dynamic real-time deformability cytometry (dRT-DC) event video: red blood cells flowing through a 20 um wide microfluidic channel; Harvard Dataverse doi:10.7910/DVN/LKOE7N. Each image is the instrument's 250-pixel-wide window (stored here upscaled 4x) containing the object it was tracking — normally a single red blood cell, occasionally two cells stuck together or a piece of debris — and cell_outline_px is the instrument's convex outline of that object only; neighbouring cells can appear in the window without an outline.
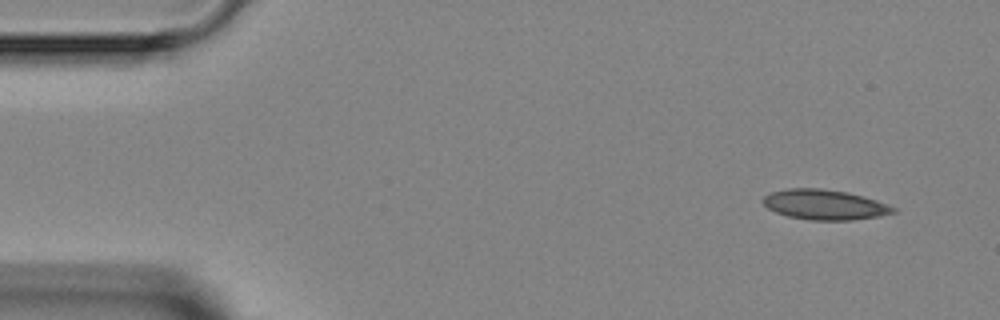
{"species": "Egyptian fruit bat (a non-hibernating species)", "species_latin": "Rousettus aegyptiacus", "temperature_condition": "room temperature", "stored_images_in_passage": 5, "segment_of_instrument_passage": [1, 2], "camera_frame_rate_fps": 3000, "um_per_image_px": 0.085, "animal": {"sex": "female"}, "frame": {"image": 1, "passage_image": 1, "time_ms": 0.0, "image_size_px": [1000, 320], "cell_outline_px": [[896, 212], [880, 216], [852, 220], [812, 220], [788, 216], [776, 212], [768, 208], [760, 200], [764, 196], [772, 192], [788, 188], [820, 188], [848, 192], [864, 196], [876, 200], [896, 208]], "centroid_in_image_um": [70.09, 17.39], "position_along_channel_um": 14.9, "area_um2": 22.83}}
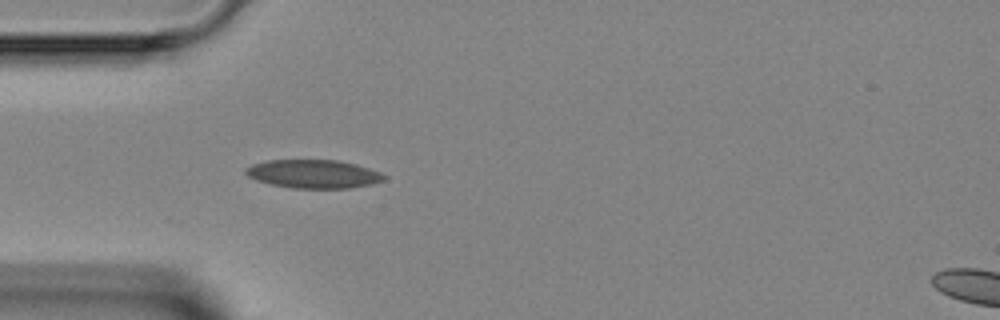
{"frame": {"image": 2, "passage_image": 4, "time_ms": 3.333, "image_size_px": [1000, 320], "cell_outline_px": [[388, 176], [384, 180], [372, 184], [348, 188], [292, 188], [272, 184], [256, 180], [248, 176], [244, 172], [244, 168], [252, 164], [268, 160], [336, 160], [356, 164], [380, 172]], "centroid_in_image_um": [26.64, 14.78], "position_along_channel_um": 58.4, "area_um2": 22.95}}